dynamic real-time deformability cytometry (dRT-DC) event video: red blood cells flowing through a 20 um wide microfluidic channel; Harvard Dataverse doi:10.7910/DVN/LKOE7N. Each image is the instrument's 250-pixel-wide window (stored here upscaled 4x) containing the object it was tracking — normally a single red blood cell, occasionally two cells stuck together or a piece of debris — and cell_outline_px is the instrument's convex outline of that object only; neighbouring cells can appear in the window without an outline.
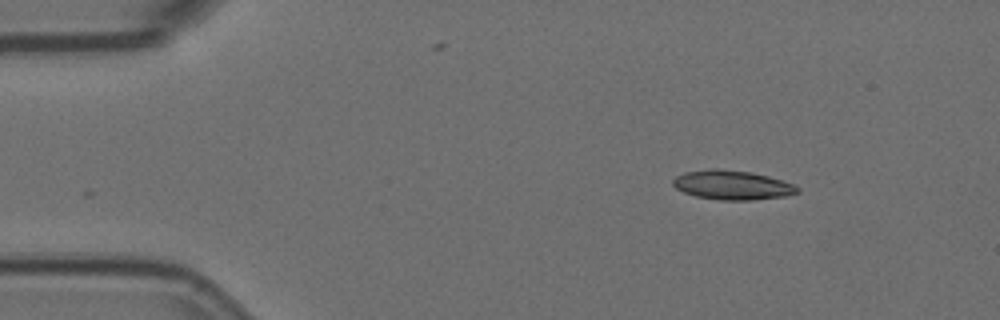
{"species": "Egyptian fruit bat (a non-hibernating species)", "species_latin": "Rousettus aegyptiacus", "temperature_condition": "room temperature", "stored_images_in_passage": 41, "camera_frame_rate_fps": 3000, "um_per_image_px": 0.085, "animal": {"sex": "female"}, "frame": {"image": 1, "passage_image": 1, "time_ms": 0.0, "image_size_px": [1000, 320], "cell_outline_px": [[800, 192], [788, 196], [752, 200], [720, 200], [696, 196], [684, 192], [676, 188], [672, 184], [672, 180], [676, 176], [684, 172], [708, 168], [716, 168], [752, 172], [768, 176], [792, 184], [800, 188]], "centroid_in_image_um": [62.24, 15.72], "position_along_channel_um": 22.8, "area_um2": 21.39}}
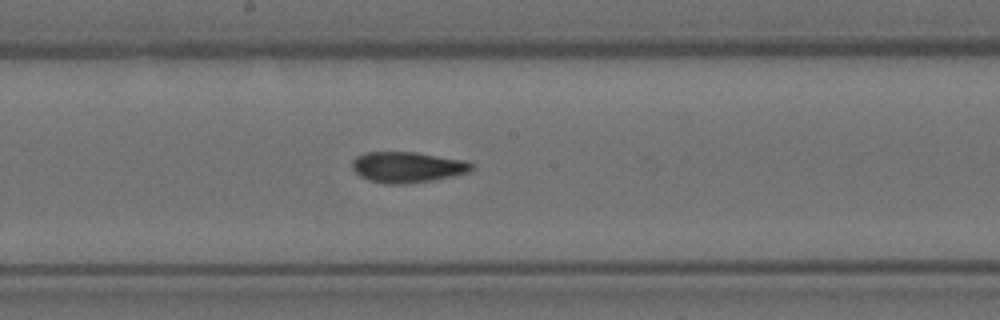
{"frame": {"image": 2, "passage_image": 23, "time_ms": 7.333, "image_size_px": [1000, 320], "cell_outline_px": [[476, 168], [468, 172], [452, 176], [432, 180], [404, 184], [388, 184], [368, 180], [360, 176], [352, 168], [352, 160], [356, 156], [364, 152], [416, 152], [468, 160], [476, 164]], "centroid_in_image_um": [34.67, 14.19], "position_along_channel_um": 213.5, "area_um2": 21.73}}
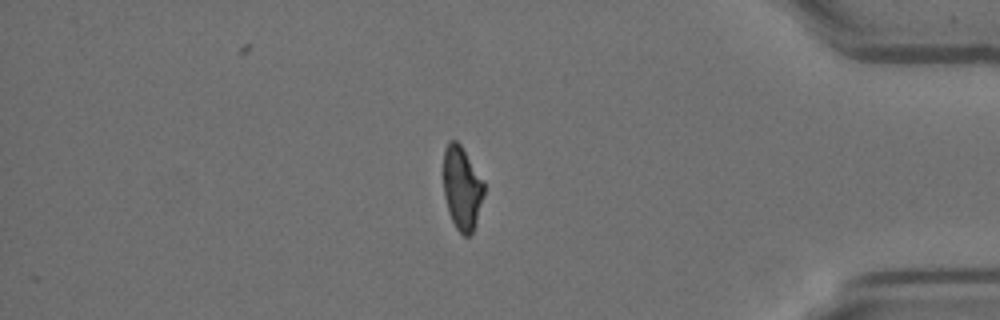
{"frame": {"image": 3, "passage_image": 41, "time_ms": 13.333, "image_size_px": [1000, 320], "cell_outline_px": [[484, 192], [476, 220], [472, 232], [468, 236], [464, 236], [456, 228], [448, 212], [444, 196], [444, 148], [448, 140], [456, 140], [460, 144], [484, 180]], "centroid_in_image_um": [39.25, 15.95], "position_along_channel_um": 395.9, "area_um2": 19.59}, "authors_computed_cell_mechanics": {"area_um2": 21.5016, "velocity_mm_per_s": 3.5952, "shape_relaxation_time_tau1_ms": null, "shape_relaxation_time_tau2_ms": 2.449, "deformation_change_tau1": null, "deformation_change_tau2": 0.0889}}